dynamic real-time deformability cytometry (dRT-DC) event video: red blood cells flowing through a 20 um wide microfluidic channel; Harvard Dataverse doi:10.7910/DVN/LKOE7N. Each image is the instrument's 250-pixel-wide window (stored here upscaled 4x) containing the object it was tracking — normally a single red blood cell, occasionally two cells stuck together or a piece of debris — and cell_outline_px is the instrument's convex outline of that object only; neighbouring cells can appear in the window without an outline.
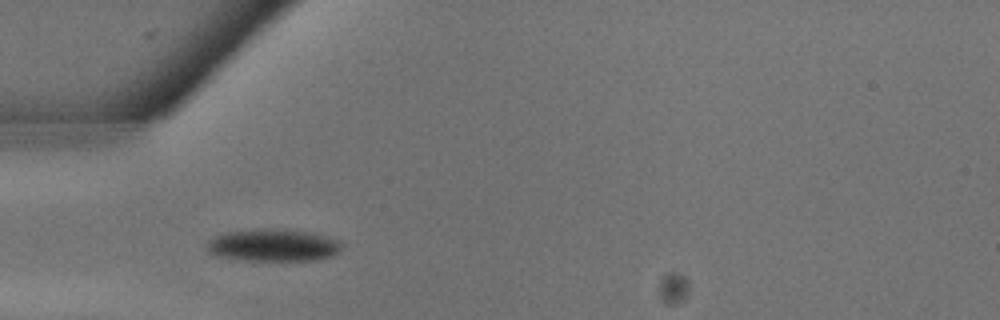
{"species": "common noctule bat (a hibernating species)", "species_latin": "Nyctalus noctula", "temperature_condition": "warm", "stored_images_in_passage": 21, "camera_frame_rate_fps": 3000, "um_per_image_px": 0.085, "animal": {"sex": "male", "body_mass_g": 13.3}, "frame": {"image": 1, "passage_image": 8, "time_ms": 2.333, "image_size_px": [1000, 320], "cell_outline_px": [[340, 248], [336, 252], [328, 256], [316, 260], [244, 260], [220, 256], [208, 252], [204, 244], [208, 240], [224, 232], [252, 228], [288, 228], [312, 232], [332, 236], [340, 240]], "centroid_in_image_um": [23.19, 20.8], "position_along_channel_um": 61.8, "area_um2": 25.89}}
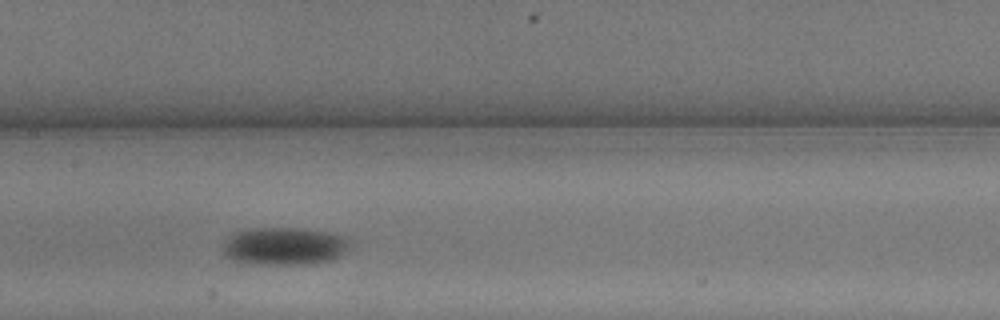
{"frame": {"image": 2, "passage_image": 13, "time_ms": 4.0, "image_size_px": [1000, 320], "cell_outline_px": [[352, 244], [340, 256], [332, 260], [312, 264], [240, 264], [224, 256], [220, 252], [220, 248], [236, 232], [248, 228], [296, 228], [328, 232], [348, 236], [352, 240]], "centroid_in_image_um": [24.17, 20.94], "position_along_channel_um": 183.2, "area_um2": 28.55}}
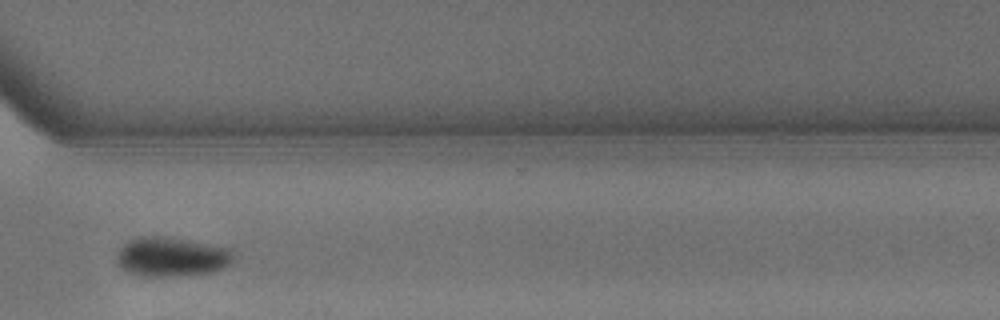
{"frame": {"image": 3, "passage_image": 20, "time_ms": 6.333, "image_size_px": [1000, 320], "cell_outline_px": [[232, 260], [224, 268], [212, 272], [164, 276], [144, 276], [128, 272], [120, 268], [116, 260], [116, 252], [124, 244], [140, 236], [168, 236], [232, 248]], "centroid_in_image_um": [14.56, 21.81], "position_along_channel_um": 356.0, "area_um2": 26.76}}